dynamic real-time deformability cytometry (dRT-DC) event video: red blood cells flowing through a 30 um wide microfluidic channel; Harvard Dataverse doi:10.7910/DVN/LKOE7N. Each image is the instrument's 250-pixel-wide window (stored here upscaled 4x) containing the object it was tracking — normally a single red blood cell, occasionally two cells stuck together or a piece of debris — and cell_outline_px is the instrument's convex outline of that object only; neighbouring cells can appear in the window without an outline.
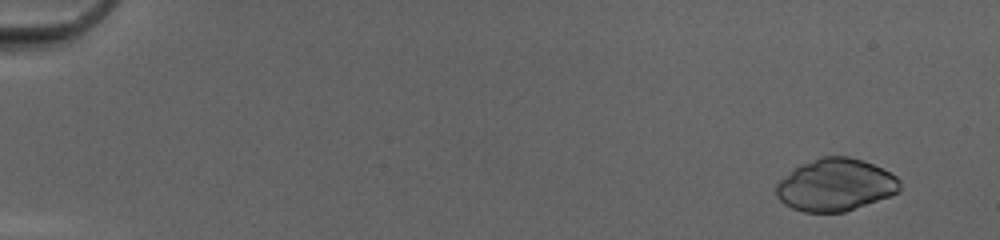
{"species": "common noctule bat (a hibernating species)", "species_latin": "Nyctalus noctula", "temperature_condition": "cold", "stored_images_in_passage": 51, "camera_frame_rate_fps": 3000, "um_per_image_px": 0.085, "animal": {"sex": "female", "body_mass_g": 20.0, "forearm_length_mm": 54.0}, "frame": {"image": 1, "passage_image": 4, "time_ms": 1.0, "image_size_px": [1000, 240], "cell_outline_px": [[900, 192], [892, 196], [844, 212], [804, 212], [792, 208], [784, 204], [776, 196], [776, 184], [780, 180], [800, 164], [820, 156], [848, 156], [864, 160], [896, 176], [900, 180]], "centroid_in_image_um": [71.02, 15.72], "position_along_channel_um": 14.0, "area_um2": 37.86}}